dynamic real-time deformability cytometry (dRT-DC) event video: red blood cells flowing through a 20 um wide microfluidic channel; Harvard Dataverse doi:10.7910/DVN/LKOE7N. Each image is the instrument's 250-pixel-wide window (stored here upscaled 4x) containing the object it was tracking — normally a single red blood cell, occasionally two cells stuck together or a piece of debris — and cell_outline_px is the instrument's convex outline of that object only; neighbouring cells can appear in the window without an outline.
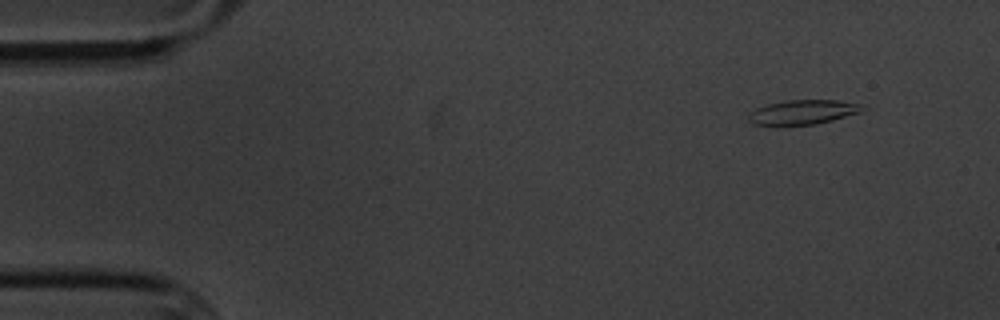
{"species": "common noctule bat (a hibernating species)", "species_latin": "Nyctalus noctula", "temperature_condition": "cold", "stored_images_in_passage": 5, "camera_frame_rate_fps": 3000, "um_per_image_px": 0.085, "animal": {"sex": "male", "body_mass_g": 20.1, "forearm_length_mm": 53.5}, "frame": {"image": 1, "passage_image": 1, "time_ms": 0.0, "image_size_px": [1000, 320], "cell_outline_px": [[868, 108], [860, 112], [832, 120], [816, 124], [752, 124], [748, 120], [748, 116], [756, 108], [768, 104], [784, 100], [836, 100], [868, 104]], "centroid_in_image_um": [68.35, 9.5], "position_along_channel_um": 16.7, "area_um2": 16.18}}